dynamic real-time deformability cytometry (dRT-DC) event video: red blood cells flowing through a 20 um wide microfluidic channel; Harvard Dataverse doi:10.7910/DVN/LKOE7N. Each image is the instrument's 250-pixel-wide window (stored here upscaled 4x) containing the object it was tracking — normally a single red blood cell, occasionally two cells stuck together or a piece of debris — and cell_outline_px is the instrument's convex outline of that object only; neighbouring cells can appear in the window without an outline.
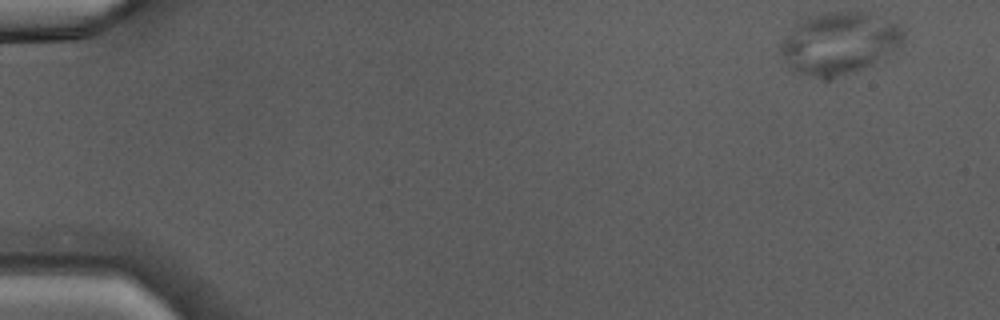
{"species": "Egyptian fruit bat (a non-hibernating species)", "species_latin": "Rousettus aegyptiacus", "temperature_condition": "warm", "stored_images_in_passage": 44, "camera_frame_rate_fps": 3000, "um_per_image_px": 0.085, "animal": {"sex": "male"}, "frame": {"image": 1, "passage_image": 1, "time_ms": 0.0, "image_size_px": [1000, 320], "cell_outline_px": [[908, 40], [868, 64], [860, 68], [844, 72], [816, 76], [796, 72], [788, 68], [780, 52], [780, 44], [796, 20], [808, 16], [828, 12], [868, 12], [896, 24], [904, 28]], "centroid_in_image_um": [71.29, 3.58], "position_along_channel_um": 13.7, "area_um2": 43.23}}
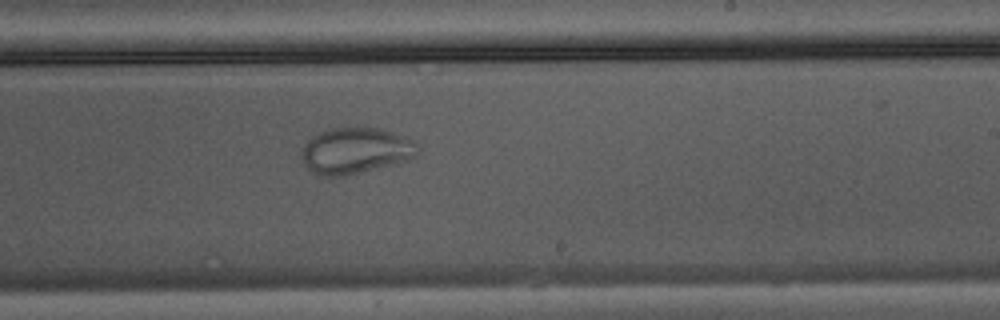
{"frame": {"image": 2, "passage_image": 27, "time_ms": 8.667, "image_size_px": [1000, 320], "cell_outline_px": [[420, 148], [416, 156], [408, 160], [344, 176], [316, 176], [304, 164], [300, 156], [300, 152], [304, 144], [312, 136], [320, 132], [332, 128], [368, 124], [416, 140]], "centroid_in_image_um": [30.22, 12.77], "position_along_channel_um": 258.8, "area_um2": 32.08}}
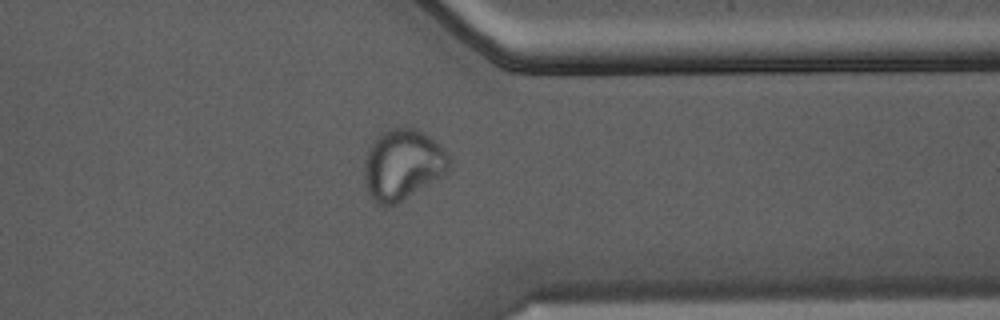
{"frame": {"image": 3, "passage_image": 35, "time_ms": 11.333, "image_size_px": [1000, 320], "cell_outline_px": [[452, 164], [444, 176], [396, 204], [380, 204], [372, 200], [368, 192], [364, 168], [364, 160], [368, 148], [376, 136], [392, 128], [416, 128], [424, 132], [452, 160]], "centroid_in_image_um": [34.23, 14.0], "position_along_channel_um": 377.2, "area_um2": 34.68}}